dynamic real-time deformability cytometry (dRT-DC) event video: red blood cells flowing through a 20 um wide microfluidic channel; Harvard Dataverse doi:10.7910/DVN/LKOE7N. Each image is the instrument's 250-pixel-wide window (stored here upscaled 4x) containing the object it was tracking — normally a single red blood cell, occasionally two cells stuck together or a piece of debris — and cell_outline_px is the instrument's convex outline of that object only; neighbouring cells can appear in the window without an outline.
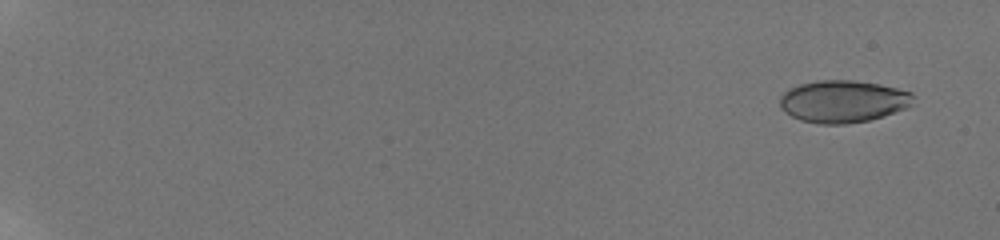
{"species": "human", "species_latin": "Homo sapiens", "temperature_condition": "room temperature", "stored_images_in_passage": 28, "camera_frame_rate_fps": 3000, "um_per_image_px": 0.085, "donor": {"sex": "male"}, "frame": {"image": 1, "passage_image": 4, "time_ms": 1.0, "image_size_px": [1000, 240], "cell_outline_px": [[916, 96], [912, 104], [908, 108], [884, 116], [868, 120], [848, 124], [820, 124], [800, 120], [784, 112], [780, 108], [780, 96], [788, 88], [800, 84], [816, 80], [852, 80], [880, 84], [912, 92]], "centroid_in_image_um": [71.67, 8.62], "position_along_channel_um": 13.3, "area_um2": 33.23}}
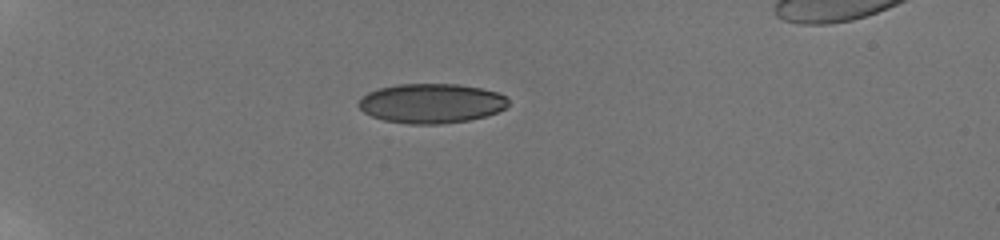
{"frame": {"image": 2, "passage_image": 14, "time_ms": 6.333, "image_size_px": [1000, 240], "cell_outline_px": [[508, 108], [484, 116], [468, 120], [440, 124], [408, 124], [384, 120], [372, 116], [364, 112], [356, 104], [360, 96], [376, 88], [396, 84], [456, 84], [480, 88], [496, 92], [508, 96]], "centroid_in_image_um": [36.63, 8.78], "position_along_channel_um": 48.4, "area_um2": 34.8}}
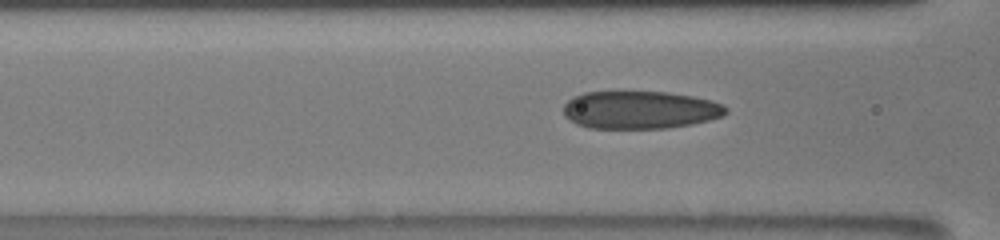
{"frame": {"image": 3, "passage_image": 24, "time_ms": 9.333, "image_size_px": [1000, 240], "cell_outline_px": [[728, 112], [724, 116], [692, 124], [668, 128], [588, 128], [576, 124], [568, 120], [564, 116], [564, 104], [572, 96], [584, 92], [668, 92], [692, 96], [712, 100], [724, 104], [728, 108]], "centroid_in_image_um": [54.41, 9.34], "position_along_channel_um": 112.2, "area_um2": 36.13}}